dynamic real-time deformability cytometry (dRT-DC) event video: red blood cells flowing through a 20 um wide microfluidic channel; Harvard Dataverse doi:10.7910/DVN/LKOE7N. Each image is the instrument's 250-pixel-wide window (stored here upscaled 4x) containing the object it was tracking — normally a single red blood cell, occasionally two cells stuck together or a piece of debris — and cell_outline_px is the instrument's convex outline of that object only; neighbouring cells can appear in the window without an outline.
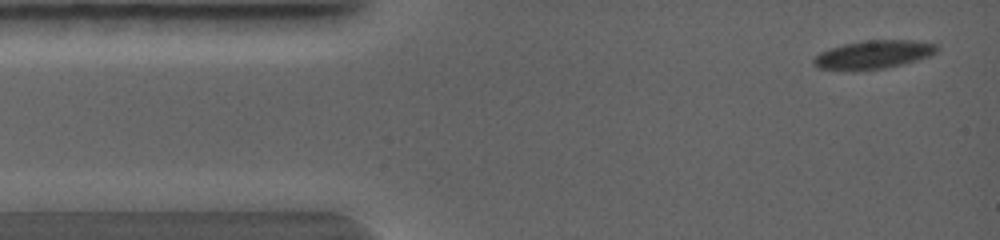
{"species": "common noctule bat (a hibernating species)", "species_latin": "Nyctalus noctula", "temperature_condition": "warm", "stored_images_in_passage": 37, "camera_frame_rate_fps": 5000, "um_per_image_px": 0.085, "animal": {"sex": "female", "body_mass_g": 19.0, "forearm_length_mm": 56.7}, "frame": {"image": 1, "passage_image": 1, "time_ms": 0.0, "image_size_px": [1000, 240], "cell_outline_px": [[936, 52], [932, 56], [884, 68], [820, 68], [812, 60], [820, 52], [844, 44], [864, 40], [912, 40], [936, 44]], "centroid_in_image_um": [74.31, 4.59], "position_along_channel_um": 10.7, "area_um2": 19.42}}
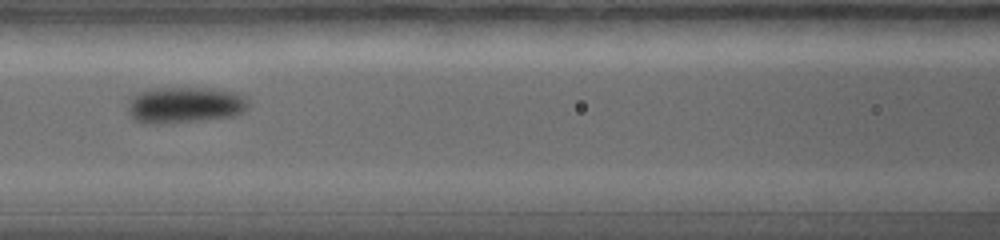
{"frame": {"image": 2, "passage_image": 11, "time_ms": 3.2, "image_size_px": [1000, 240], "cell_outline_px": [[248, 104], [244, 112], [232, 116], [160, 124], [144, 124], [132, 120], [128, 112], [128, 100], [132, 96], [140, 92], [152, 88], [212, 88], [232, 92], [244, 96], [248, 100]], "centroid_in_image_um": [15.64, 8.92], "position_along_channel_um": 151.0, "area_um2": 25.49}}
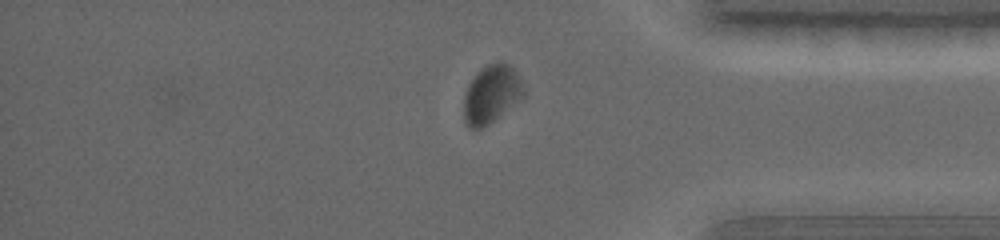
{"frame": {"image": 3, "passage_image": 25, "time_ms": 7.0, "image_size_px": [1000, 240], "cell_outline_px": [[524, 92], [520, 96], [484, 128], [468, 128], [464, 120], [464, 96], [468, 84], [476, 72], [488, 64], [500, 60], [508, 64], [516, 72]], "centroid_in_image_um": [41.69, 7.98], "position_along_channel_um": 393.5, "area_um2": 19.59}}